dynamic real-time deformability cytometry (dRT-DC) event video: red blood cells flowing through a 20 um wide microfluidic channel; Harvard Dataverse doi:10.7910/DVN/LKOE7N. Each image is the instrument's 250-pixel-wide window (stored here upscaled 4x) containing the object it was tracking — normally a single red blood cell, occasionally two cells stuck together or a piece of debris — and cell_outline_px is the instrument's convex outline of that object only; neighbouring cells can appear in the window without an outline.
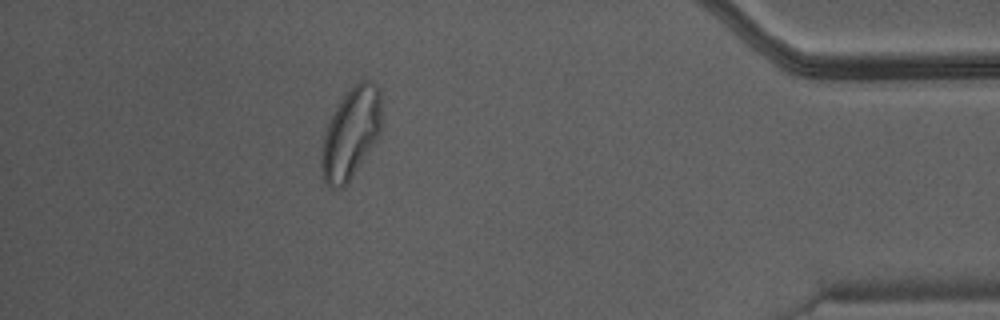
{"species": "Egyptian fruit bat (a non-hibernating species)", "species_latin": "Rousettus aegyptiacus", "temperature_condition": "warm", "stored_images_in_passage": 33, "camera_frame_rate_fps": 3000, "um_per_image_px": 0.085, "animal": {"sex": "male"}, "frame": {"image": 1, "passage_image": 28, "time_ms": 9.0, "image_size_px": [1000, 320], "cell_outline_px": [[380, 132], [376, 140], [348, 184], [344, 188], [332, 188], [324, 180], [320, 168], [320, 156], [324, 132], [336, 104], [360, 80], [372, 80], [376, 84], [380, 92]], "centroid_in_image_um": [29.79, 11.36], "position_along_channel_um": 405.4, "area_um2": 31.85}}